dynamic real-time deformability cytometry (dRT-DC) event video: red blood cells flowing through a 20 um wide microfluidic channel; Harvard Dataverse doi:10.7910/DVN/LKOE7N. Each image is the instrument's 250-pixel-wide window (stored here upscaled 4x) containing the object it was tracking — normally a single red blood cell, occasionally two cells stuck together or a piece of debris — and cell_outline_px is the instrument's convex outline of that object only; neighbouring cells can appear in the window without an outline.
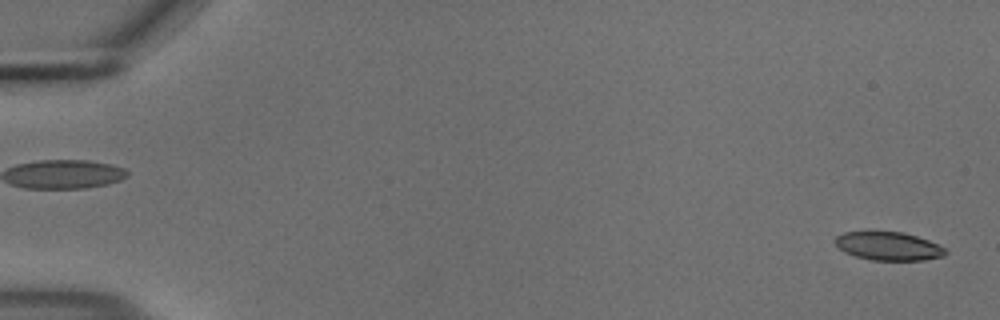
{"species": "common noctule bat (a hibernating species)", "species_latin": "Nyctalus noctula", "temperature_condition": "cold", "stored_images_in_passage": 54, "camera_frame_rate_fps": 3000, "um_per_image_px": 0.085, "animal": {"sex": "male", "body_mass_g": 18.8}, "frame": {"image": 1, "passage_image": 1, "time_ms": 0.0, "image_size_px": [1000, 320], "cell_outline_px": [[948, 252], [944, 256], [924, 260], [872, 260], [856, 256], [844, 252], [832, 240], [836, 236], [844, 232], [904, 232], [928, 240], [944, 248]], "centroid_in_image_um": [75.51, 20.92], "position_along_channel_um": 9.5, "area_um2": 18.15}}
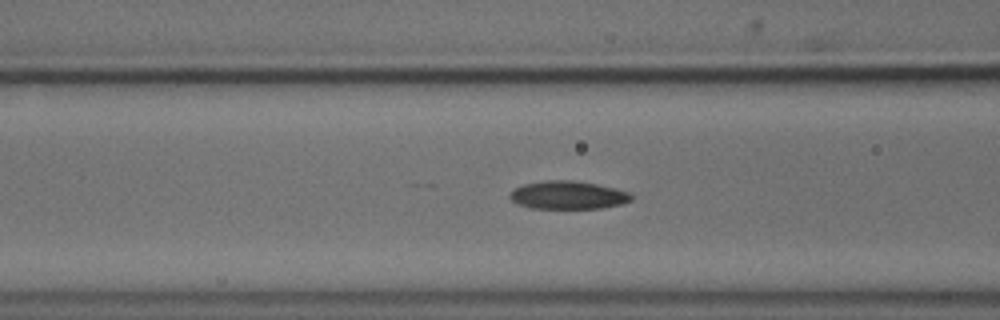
{"frame": {"image": 2, "passage_image": 22, "time_ms": 7.0, "image_size_px": [1000, 320], "cell_outline_px": [[632, 200], [620, 204], [604, 208], [532, 208], [516, 204], [508, 196], [516, 188], [524, 184], [544, 180], [576, 180], [616, 188], [632, 192]], "centroid_in_image_um": [48.31, 16.58], "position_along_channel_um": 118.3, "area_um2": 20.0}}
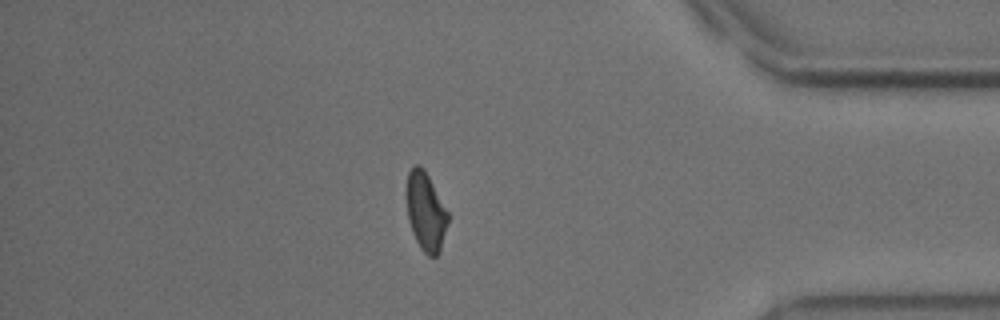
{"frame": {"image": 3, "passage_image": 47, "time_ms": 15.333, "image_size_px": [1000, 320], "cell_outline_px": [[448, 220], [440, 252], [436, 256], [428, 256], [420, 248], [412, 232], [408, 220], [404, 196], [404, 192], [408, 172], [416, 164], [420, 164], [424, 168], [448, 212]], "centroid_in_image_um": [36.14, 17.95], "position_along_channel_um": 399.1, "area_um2": 19.31}, "authors_computed_cell_mechanics": {"area_um2": 19.8832, "velocity_mm_per_s": 3.702, "shape_relaxation_time_tau1_ms": 6.0022, "shape_relaxation_time_tau2_ms": 3.9461, "deformation_change_tau1": 0.1366, "deformation_change_tau2": 0.0832}}